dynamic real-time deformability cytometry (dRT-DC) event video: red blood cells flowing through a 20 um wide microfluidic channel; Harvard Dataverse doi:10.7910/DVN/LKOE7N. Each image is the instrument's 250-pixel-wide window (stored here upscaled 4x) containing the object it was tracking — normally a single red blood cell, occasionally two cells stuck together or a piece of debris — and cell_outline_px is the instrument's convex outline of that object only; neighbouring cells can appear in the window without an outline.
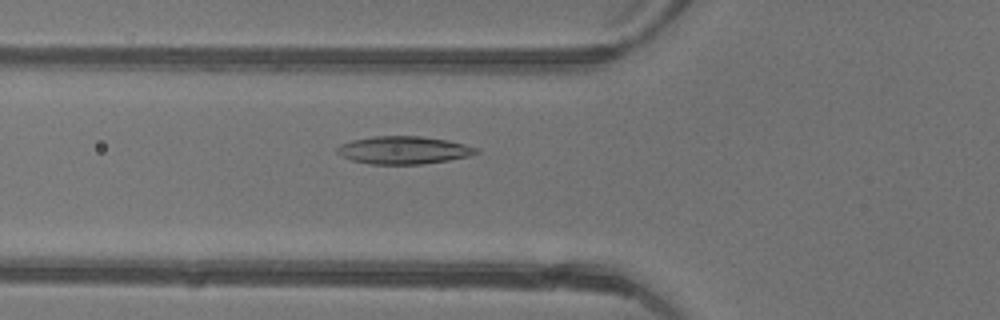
{"species": "common noctule bat (a hibernating species)", "species_latin": "Nyctalus noctula", "temperature_condition": "warm", "stored_images_in_passage": 48, "camera_frame_rate_fps": 3000, "um_per_image_px": 0.085, "animal": {"sex": "female"}, "frame": {"image": 1, "passage_image": 18, "time_ms": 5.667, "image_size_px": [1000, 320], "cell_outline_px": [[480, 152], [468, 156], [448, 160], [424, 164], [368, 164], [352, 160], [336, 152], [336, 148], [340, 144], [352, 140], [372, 136], [420, 136], [448, 140], [480, 148]], "centroid_in_image_um": [34.32, 12.76], "position_along_channel_um": 91.5, "area_um2": 22.54}}
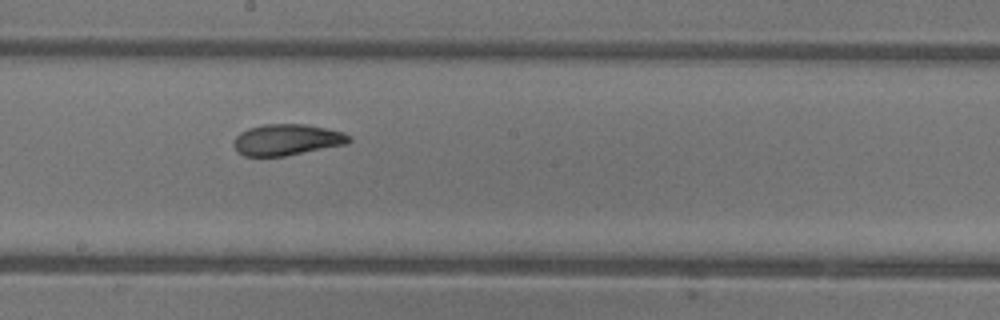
{"frame": {"image": 2, "passage_image": 27, "time_ms": 8.667, "image_size_px": [1000, 320], "cell_outline_px": [[352, 140], [348, 144], [284, 156], [244, 156], [236, 152], [232, 144], [236, 136], [240, 132], [248, 128], [264, 124], [308, 124], [344, 132], [352, 136]], "centroid_in_image_um": [24.4, 11.87], "position_along_channel_um": 223.8, "area_um2": 21.27}}
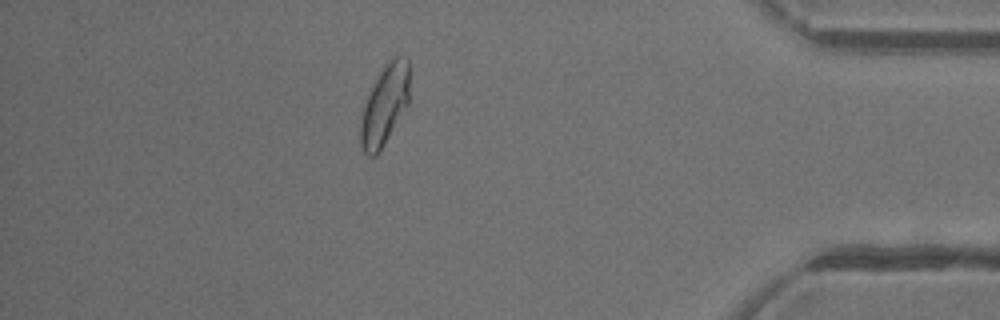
{"frame": {"image": 3, "passage_image": 42, "time_ms": 13.667, "image_size_px": [1000, 320], "cell_outline_px": [[408, 104], [380, 152], [376, 156], [368, 156], [364, 152], [360, 144], [360, 116], [364, 104], [384, 64], [388, 60], [396, 56], [400, 56], [408, 60]], "centroid_in_image_um": [32.67, 8.97], "position_along_channel_um": 402.5, "area_um2": 22.66}, "authors_computed_cell_mechanics": {"area_um2": 22.6576, "velocity_mm_per_s": 4.3923, "shape_relaxation_time_tau1_ms": 6.1679, "shape_relaxation_time_tau2_ms": 1.2414, "deformation_change_tau1": 0.1893, "deformation_change_tau2": 0.0723}}